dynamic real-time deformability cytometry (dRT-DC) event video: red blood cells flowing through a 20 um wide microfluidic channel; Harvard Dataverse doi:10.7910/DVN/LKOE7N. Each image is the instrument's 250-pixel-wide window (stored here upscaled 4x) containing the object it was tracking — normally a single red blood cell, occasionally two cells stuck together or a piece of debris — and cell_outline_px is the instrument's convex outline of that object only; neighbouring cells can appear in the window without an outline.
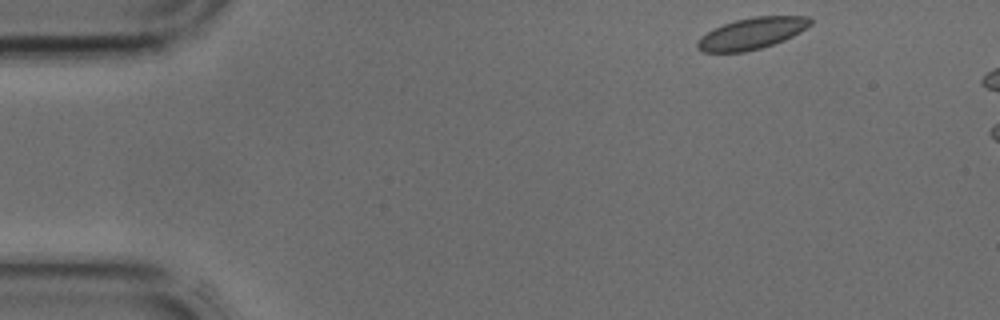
{"species": "common noctule bat (a hibernating species)", "species_latin": "Nyctalus noctula", "temperature_condition": "cold", "stored_images_in_passage": 5, "camera_frame_rate_fps": 3000, "um_per_image_px": 0.085, "animal": {"sex": "male", "body_mass_g": 17.9, "forearm_length_mm": 54.2}, "frame": {"image": 1, "passage_image": 1, "time_ms": 0.0, "image_size_px": [1000, 320], "cell_outline_px": [[812, 24], [800, 32], [784, 40], [760, 48], [744, 52], [704, 52], [696, 48], [696, 44], [700, 36], [724, 24], [736, 20], [756, 16], [808, 16], [812, 20]], "centroid_in_image_um": [63.91, 2.84], "position_along_channel_um": 21.1, "area_um2": 20.52}}